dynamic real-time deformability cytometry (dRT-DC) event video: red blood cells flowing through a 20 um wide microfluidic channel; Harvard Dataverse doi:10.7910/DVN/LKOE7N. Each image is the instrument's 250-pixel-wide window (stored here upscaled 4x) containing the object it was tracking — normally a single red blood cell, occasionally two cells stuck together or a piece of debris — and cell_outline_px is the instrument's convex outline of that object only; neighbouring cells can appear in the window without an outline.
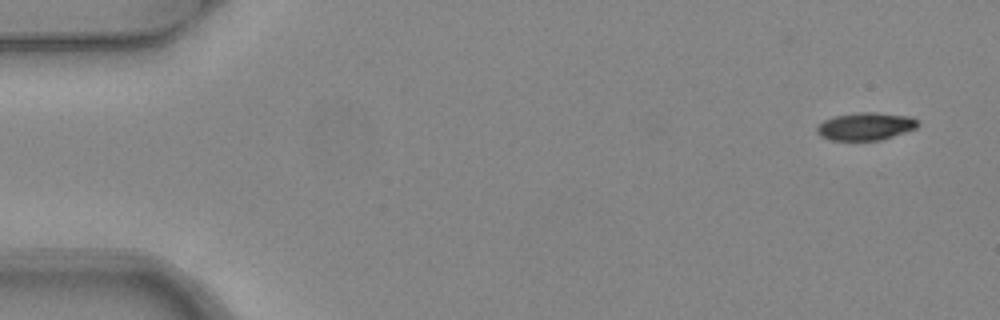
{"species": "common noctule bat (a hibernating species)", "species_latin": "Nyctalus noctula", "temperature_condition": "warm", "stored_images_in_passage": 7, "camera_frame_rate_fps": 3000, "um_per_image_px": 0.085, "animal": {"sex": "female", "body_mass_g": 24.6, "forearm_length_mm": 56.2}, "frame": {"image": 1, "passage_image": 1, "time_ms": 0.0, "image_size_px": [1000, 320], "cell_outline_px": [[920, 124], [916, 128], [880, 140], [832, 140], [820, 136], [816, 132], [816, 128], [824, 120], [832, 116], [856, 112], [876, 112], [912, 116]], "centroid_in_image_um": [73.56, 10.72], "position_along_channel_um": 11.4, "area_um2": 16.36}}
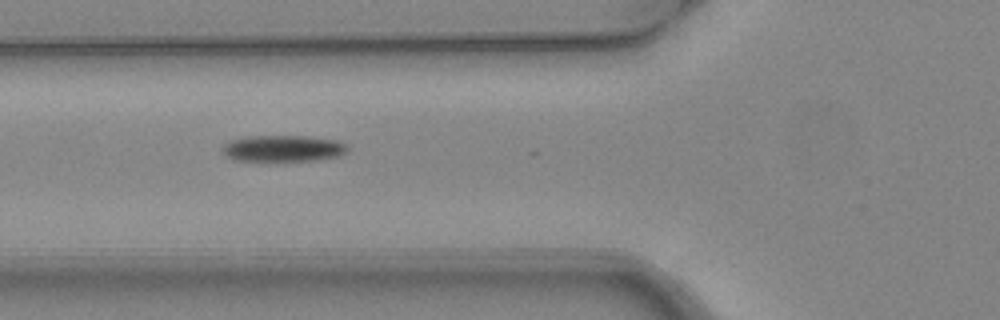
{"frame": {"image": 2, "passage_image": 5, "time_ms": 1.333, "image_size_px": [1000, 320], "cell_outline_px": [[348, 148], [340, 156], [312, 160], [232, 160], [224, 156], [220, 148], [224, 144], [232, 140], [248, 136], [308, 136], [340, 140], [348, 144]], "centroid_in_image_um": [24.05, 12.6], "position_along_channel_um": 101.7, "area_um2": 19.31}}
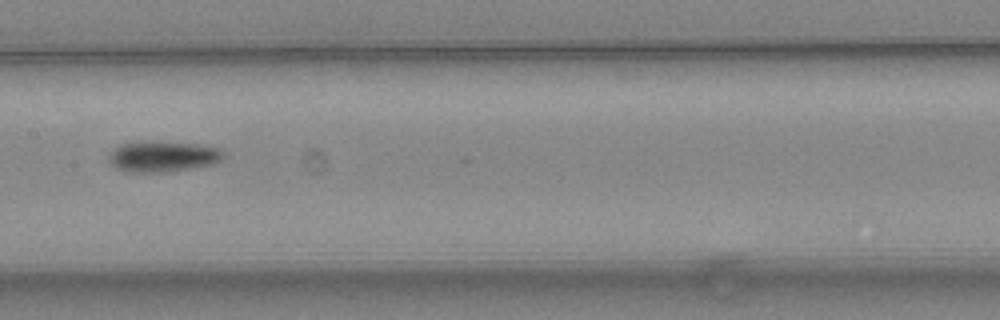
{"frame": {"image": 3, "passage_image": 7, "time_ms": 2.0, "image_size_px": [1000, 320], "cell_outline_px": [[224, 156], [216, 164], [172, 172], [128, 172], [116, 168], [108, 160], [108, 156], [116, 148], [132, 140], [148, 140], [200, 144], [220, 148], [224, 152]], "centroid_in_image_um": [13.87, 13.29], "position_along_channel_um": 193.5, "area_um2": 21.15}}